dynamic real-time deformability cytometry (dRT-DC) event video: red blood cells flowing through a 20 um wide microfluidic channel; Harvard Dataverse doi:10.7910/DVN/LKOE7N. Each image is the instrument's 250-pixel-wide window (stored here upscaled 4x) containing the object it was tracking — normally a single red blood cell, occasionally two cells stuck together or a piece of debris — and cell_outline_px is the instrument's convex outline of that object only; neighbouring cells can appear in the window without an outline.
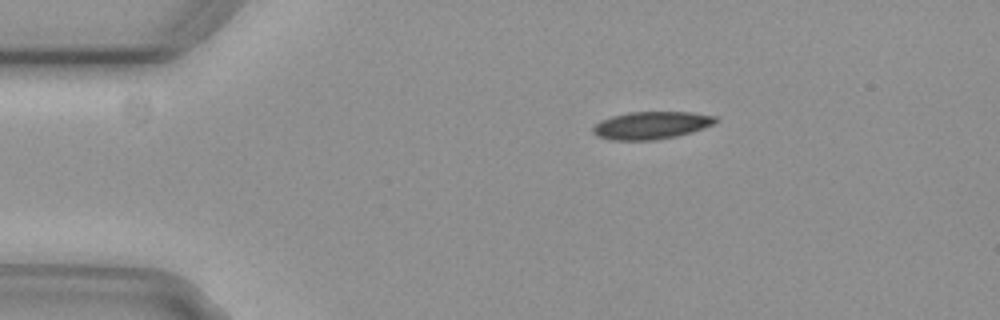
{"species": "common noctule bat (a hibernating species)", "species_latin": "Nyctalus noctula", "temperature_condition": "cold", "stored_images_in_passage": 2, "camera_frame_rate_fps": 3000, "um_per_image_px": 0.085, "animal": {"sex": "female", "body_mass_g": 29.2, "forearm_length_mm": 56.3}, "frame": {"image": 1, "passage_image": 1, "time_ms": 0.0, "image_size_px": [1000, 320], "cell_outline_px": [[716, 120], [712, 124], [704, 128], [692, 132], [676, 136], [656, 140], [612, 140], [596, 136], [592, 132], [592, 128], [600, 120], [612, 116], [628, 112], [692, 112], [716, 116]], "centroid_in_image_um": [55.33, 10.65], "position_along_channel_um": 29.7, "area_um2": 19.71}}